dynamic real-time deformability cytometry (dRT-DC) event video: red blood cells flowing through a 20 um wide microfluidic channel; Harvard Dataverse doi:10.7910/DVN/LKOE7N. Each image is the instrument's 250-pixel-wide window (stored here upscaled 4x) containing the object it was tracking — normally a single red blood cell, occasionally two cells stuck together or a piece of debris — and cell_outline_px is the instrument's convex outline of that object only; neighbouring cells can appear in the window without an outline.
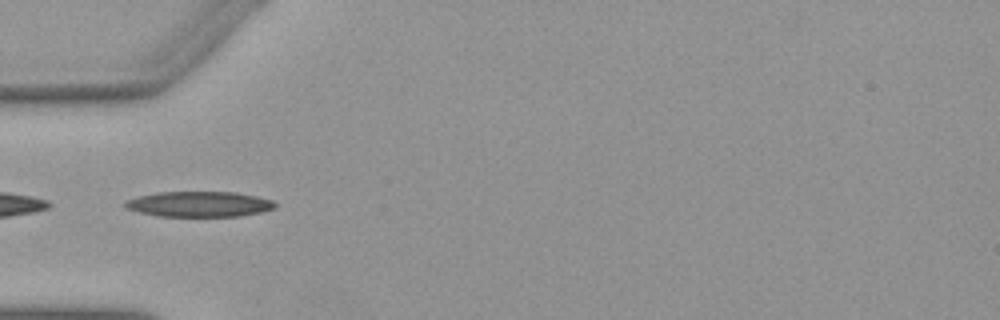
{"species": "Egyptian fruit bat (a non-hibernating species)", "species_latin": "Rousettus aegyptiacus", "temperature_condition": "warm", "stored_images_in_passage": 7, "camera_frame_rate_fps": 3000, "um_per_image_px": 0.085, "animal": {"sex": "female"}, "frame": {"image": 1, "passage_image": 2, "time_ms": 0.333, "image_size_px": [1000, 320], "cell_outline_px": [[276, 208], [260, 212], [240, 216], [156, 216], [140, 212], [128, 208], [124, 204], [128, 200], [140, 196], [160, 192], [236, 192], [256, 196], [272, 200], [276, 204]], "centroid_in_image_um": [16.99, 17.35], "position_along_channel_um": 68.0, "area_um2": 21.96}}